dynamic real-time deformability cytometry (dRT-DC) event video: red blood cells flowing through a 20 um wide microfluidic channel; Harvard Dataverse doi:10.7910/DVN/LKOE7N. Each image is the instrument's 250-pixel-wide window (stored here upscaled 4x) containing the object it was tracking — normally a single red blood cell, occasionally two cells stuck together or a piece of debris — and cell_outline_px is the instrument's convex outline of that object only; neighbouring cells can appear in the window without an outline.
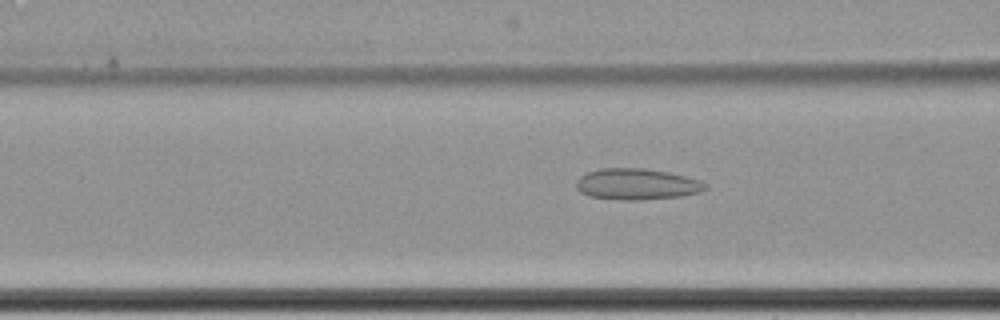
{"species": "common noctule bat (a hibernating species)", "species_latin": "Nyctalus noctula", "temperature_condition": "cold", "stored_images_in_passage": 63, "camera_frame_rate_fps": 3000, "um_per_image_px": 0.085, "animal": {"sex": "female", "body_mass_g": 22.7, "forearm_length_mm": 54.2}, "frame": {"image": 1, "passage_image": 28, "time_ms": 9.0, "image_size_px": [1000, 320], "cell_outline_px": [[708, 188], [700, 192], [684, 196], [644, 200], [620, 200], [588, 196], [580, 192], [576, 188], [576, 180], [580, 176], [588, 172], [600, 168], [644, 168], [668, 172], [700, 180], [708, 184]], "centroid_in_image_um": [54.14, 15.66], "position_along_channel_um": 112.5, "area_um2": 23.76}}
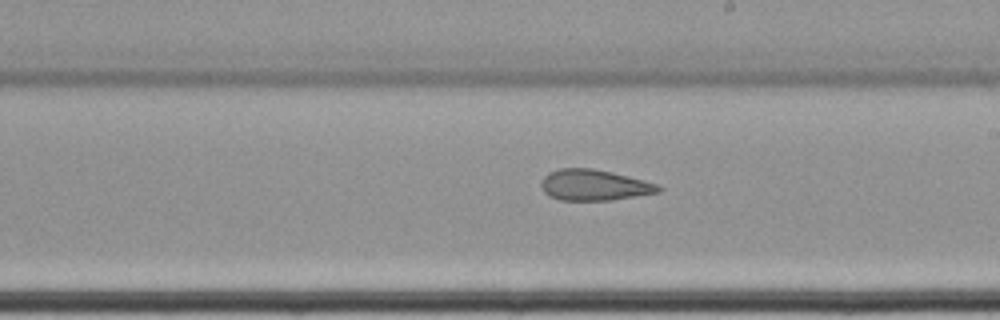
{"frame": {"image": 2, "passage_image": 39, "time_ms": 12.667, "image_size_px": [1000, 320], "cell_outline_px": [[664, 188], [660, 192], [612, 200], [560, 200], [548, 196], [540, 188], [540, 184], [544, 176], [548, 172], [560, 168], [592, 168], [612, 172], [660, 184]], "centroid_in_image_um": [50.51, 15.73], "position_along_channel_um": 238.5, "area_um2": 21.39}}
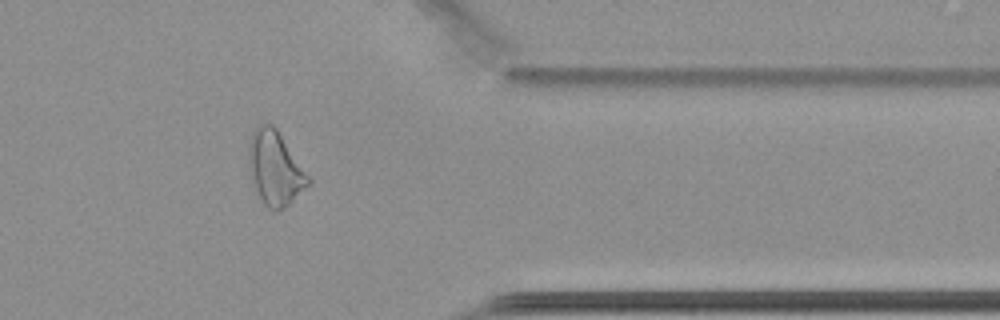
{"frame": {"image": 3, "passage_image": 53, "time_ms": 17.333, "image_size_px": [1000, 320], "cell_outline_px": [[312, 184], [284, 208], [276, 212], [272, 212], [264, 204], [256, 188], [248, 168], [248, 144], [252, 132], [260, 124], [272, 124], [276, 128], [312, 180]], "centroid_in_image_um": [23.39, 14.32], "position_along_channel_um": 388.0, "area_um2": 25.72}, "authors_computed_cell_mechanics": {"area_um2": 25.7788, "velocity_mm_per_s": 3.4359, "shape_relaxation_time_tau1_ms": null, "shape_relaxation_time_tau2_ms": 2.9699, "deformation_change_tau1": null, "deformation_change_tau2": 0.1161}}